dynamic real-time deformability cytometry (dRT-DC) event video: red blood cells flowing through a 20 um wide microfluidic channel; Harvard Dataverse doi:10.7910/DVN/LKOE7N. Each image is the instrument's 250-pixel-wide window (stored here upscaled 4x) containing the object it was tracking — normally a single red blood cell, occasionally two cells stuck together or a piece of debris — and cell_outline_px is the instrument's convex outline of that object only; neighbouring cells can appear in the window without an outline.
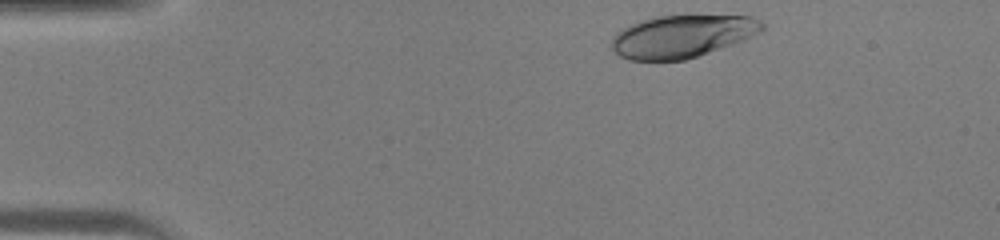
{"species": "human", "species_latin": "Homo sapiens", "temperature_condition": "warm", "stored_images_in_passage": 32, "camera_frame_rate_fps": 3000, "um_per_image_px": 0.085, "donor": {"sex": "male"}, "frame": {"image": 1, "passage_image": 1, "time_ms": 0.0, "image_size_px": [1000, 240], "cell_outline_px": [[764, 28], [760, 32], [744, 40], [684, 60], [628, 60], [620, 56], [612, 48], [612, 36], [620, 28], [628, 24], [640, 20], [656, 16], [752, 16], [760, 20], [764, 24]], "centroid_in_image_um": [57.94, 3.08], "position_along_channel_um": 27.1, "area_um2": 37.22}}
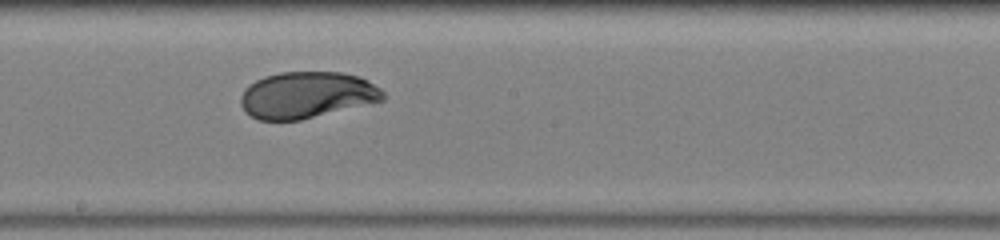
{"frame": {"image": 2, "passage_image": 19, "time_ms": 6.0, "image_size_px": [1000, 240], "cell_outline_px": [[384, 100], [300, 120], [260, 120], [244, 112], [240, 104], [240, 96], [244, 88], [248, 84], [264, 76], [280, 72], [340, 72], [360, 76], [368, 80], [380, 88], [384, 92]], "centroid_in_image_um": [26.05, 8.07], "position_along_channel_um": 222.2, "area_um2": 38.73}}
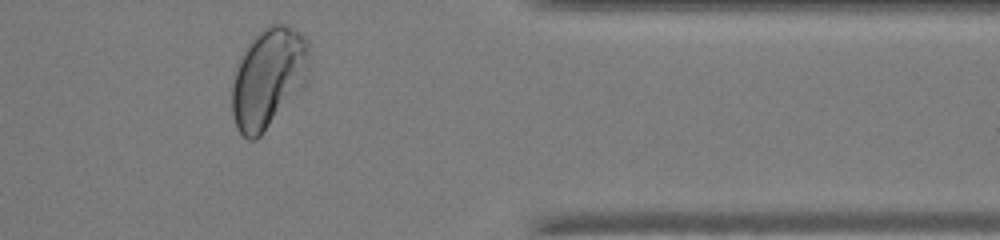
{"frame": {"image": 3, "passage_image": 31, "time_ms": 10.0, "image_size_px": [1000, 240], "cell_outline_px": [[308, 84], [260, 136], [256, 140], [248, 140], [236, 128], [232, 116], [232, 84], [240, 56], [252, 36], [268, 24], [288, 24], [304, 36], [308, 40]], "centroid_in_image_um": [22.82, 6.62], "position_along_channel_um": 388.6, "area_um2": 45.84}}